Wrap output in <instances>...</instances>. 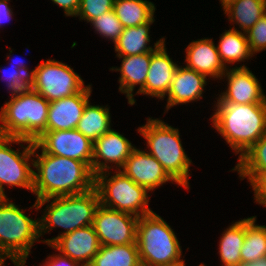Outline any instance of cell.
<instances>
[{"mask_svg":"<svg viewBox=\"0 0 266 266\" xmlns=\"http://www.w3.org/2000/svg\"><path fill=\"white\" fill-rule=\"evenodd\" d=\"M33 167V193L36 200L76 195L94 188L95 175L84 162L58 155L35 153Z\"/></svg>","mask_w":266,"mask_h":266,"instance_id":"obj_1","label":"cell"},{"mask_svg":"<svg viewBox=\"0 0 266 266\" xmlns=\"http://www.w3.org/2000/svg\"><path fill=\"white\" fill-rule=\"evenodd\" d=\"M213 127L241 157L266 134V104L216 103Z\"/></svg>","mask_w":266,"mask_h":266,"instance_id":"obj_2","label":"cell"},{"mask_svg":"<svg viewBox=\"0 0 266 266\" xmlns=\"http://www.w3.org/2000/svg\"><path fill=\"white\" fill-rule=\"evenodd\" d=\"M49 202L51 203L44 209L43 216L38 219L39 236L46 232L49 233L56 227H61L65 231L55 238L41 240L48 246L62 235L93 225L96 210L100 205L98 192L93 188L81 194L36 200L30 209L34 207L39 210L44 204Z\"/></svg>","mask_w":266,"mask_h":266,"instance_id":"obj_3","label":"cell"},{"mask_svg":"<svg viewBox=\"0 0 266 266\" xmlns=\"http://www.w3.org/2000/svg\"><path fill=\"white\" fill-rule=\"evenodd\" d=\"M10 96L0 109V136L36 141L46 132L50 102L31 87Z\"/></svg>","mask_w":266,"mask_h":266,"instance_id":"obj_4","label":"cell"},{"mask_svg":"<svg viewBox=\"0 0 266 266\" xmlns=\"http://www.w3.org/2000/svg\"><path fill=\"white\" fill-rule=\"evenodd\" d=\"M138 133L146 139L148 153L162 165L175 183L189 189L188 179L192 160L184 151L178 128L151 117L145 125L138 128Z\"/></svg>","mask_w":266,"mask_h":266,"instance_id":"obj_5","label":"cell"},{"mask_svg":"<svg viewBox=\"0 0 266 266\" xmlns=\"http://www.w3.org/2000/svg\"><path fill=\"white\" fill-rule=\"evenodd\" d=\"M136 243L142 266L185 265L173 229L154 212L139 217Z\"/></svg>","mask_w":266,"mask_h":266,"instance_id":"obj_6","label":"cell"},{"mask_svg":"<svg viewBox=\"0 0 266 266\" xmlns=\"http://www.w3.org/2000/svg\"><path fill=\"white\" fill-rule=\"evenodd\" d=\"M39 221L33 220L9 198L0 200V255L15 266H25L35 241L39 242Z\"/></svg>","mask_w":266,"mask_h":266,"instance_id":"obj_7","label":"cell"},{"mask_svg":"<svg viewBox=\"0 0 266 266\" xmlns=\"http://www.w3.org/2000/svg\"><path fill=\"white\" fill-rule=\"evenodd\" d=\"M110 173L107 170L95 175L94 188L100 205L137 217L153 212L148 205L150 195L145 187L136 184L120 170L108 178Z\"/></svg>","mask_w":266,"mask_h":266,"instance_id":"obj_8","label":"cell"},{"mask_svg":"<svg viewBox=\"0 0 266 266\" xmlns=\"http://www.w3.org/2000/svg\"><path fill=\"white\" fill-rule=\"evenodd\" d=\"M31 72L30 87L49 102L73 96L85 88L79 74L54 59L42 61Z\"/></svg>","mask_w":266,"mask_h":266,"instance_id":"obj_9","label":"cell"},{"mask_svg":"<svg viewBox=\"0 0 266 266\" xmlns=\"http://www.w3.org/2000/svg\"><path fill=\"white\" fill-rule=\"evenodd\" d=\"M19 144L24 150H13L11 144ZM21 143H27V147ZM34 142L19 137L0 136V194L5 195L4 186H17L33 192ZM31 159V160H30ZM30 161V162H29ZM4 185V186H3Z\"/></svg>","mask_w":266,"mask_h":266,"instance_id":"obj_10","label":"cell"},{"mask_svg":"<svg viewBox=\"0 0 266 266\" xmlns=\"http://www.w3.org/2000/svg\"><path fill=\"white\" fill-rule=\"evenodd\" d=\"M139 217L106 208L102 205L96 210L93 227L101 246L137 244V223Z\"/></svg>","mask_w":266,"mask_h":266,"instance_id":"obj_11","label":"cell"},{"mask_svg":"<svg viewBox=\"0 0 266 266\" xmlns=\"http://www.w3.org/2000/svg\"><path fill=\"white\" fill-rule=\"evenodd\" d=\"M34 149L82 161L92 169L93 143L77 129L46 131L34 141Z\"/></svg>","mask_w":266,"mask_h":266,"instance_id":"obj_12","label":"cell"},{"mask_svg":"<svg viewBox=\"0 0 266 266\" xmlns=\"http://www.w3.org/2000/svg\"><path fill=\"white\" fill-rule=\"evenodd\" d=\"M226 69L222 78H227V90L221 93L217 103L266 104V96L261 84L252 71L243 64Z\"/></svg>","mask_w":266,"mask_h":266,"instance_id":"obj_13","label":"cell"},{"mask_svg":"<svg viewBox=\"0 0 266 266\" xmlns=\"http://www.w3.org/2000/svg\"><path fill=\"white\" fill-rule=\"evenodd\" d=\"M134 148L127 138L119 132L110 129L93 143V174L96 175L100 172L113 169L114 165L113 167L109 166V163L115 164L116 170H121Z\"/></svg>","mask_w":266,"mask_h":266,"instance_id":"obj_14","label":"cell"},{"mask_svg":"<svg viewBox=\"0 0 266 266\" xmlns=\"http://www.w3.org/2000/svg\"><path fill=\"white\" fill-rule=\"evenodd\" d=\"M122 169L120 171L148 191H153L166 182H175L148 151L145 152L136 147L125 161Z\"/></svg>","mask_w":266,"mask_h":266,"instance_id":"obj_15","label":"cell"},{"mask_svg":"<svg viewBox=\"0 0 266 266\" xmlns=\"http://www.w3.org/2000/svg\"><path fill=\"white\" fill-rule=\"evenodd\" d=\"M91 85L73 96L50 102L46 131L76 129L84 108L89 102Z\"/></svg>","mask_w":266,"mask_h":266,"instance_id":"obj_16","label":"cell"},{"mask_svg":"<svg viewBox=\"0 0 266 266\" xmlns=\"http://www.w3.org/2000/svg\"><path fill=\"white\" fill-rule=\"evenodd\" d=\"M100 246L93 225L62 235L49 245V247L58 250L62 255L73 261L82 262L83 266L90 265Z\"/></svg>","mask_w":266,"mask_h":266,"instance_id":"obj_17","label":"cell"},{"mask_svg":"<svg viewBox=\"0 0 266 266\" xmlns=\"http://www.w3.org/2000/svg\"><path fill=\"white\" fill-rule=\"evenodd\" d=\"M178 64L169 57L165 42L151 52L149 72L144 88L138 94H145L159 99L165 98L169 91Z\"/></svg>","mask_w":266,"mask_h":266,"instance_id":"obj_18","label":"cell"},{"mask_svg":"<svg viewBox=\"0 0 266 266\" xmlns=\"http://www.w3.org/2000/svg\"><path fill=\"white\" fill-rule=\"evenodd\" d=\"M206 80L207 78L204 74L198 73L186 66L182 67L178 65L169 91L166 94L168 97L166 110L168 111L175 105L200 100L204 86L207 85Z\"/></svg>","mask_w":266,"mask_h":266,"instance_id":"obj_19","label":"cell"},{"mask_svg":"<svg viewBox=\"0 0 266 266\" xmlns=\"http://www.w3.org/2000/svg\"><path fill=\"white\" fill-rule=\"evenodd\" d=\"M185 58L186 67L206 77L221 80L227 69L221 62L217 46L211 38L198 39L189 43Z\"/></svg>","mask_w":266,"mask_h":266,"instance_id":"obj_20","label":"cell"},{"mask_svg":"<svg viewBox=\"0 0 266 266\" xmlns=\"http://www.w3.org/2000/svg\"><path fill=\"white\" fill-rule=\"evenodd\" d=\"M122 64L120 68L112 67L110 70L119 71V91L126 94L128 104L136 103L133 92L136 85H140L136 94H138L145 86V81L149 72L151 61V52L140 55L121 56Z\"/></svg>","mask_w":266,"mask_h":266,"instance_id":"obj_21","label":"cell"},{"mask_svg":"<svg viewBox=\"0 0 266 266\" xmlns=\"http://www.w3.org/2000/svg\"><path fill=\"white\" fill-rule=\"evenodd\" d=\"M154 21L155 19L153 17L145 24L124 28L119 39L114 44V49L117 53L116 56L140 55L152 52L156 47L161 46L165 42L163 37L154 44V48L147 46L150 42L149 28Z\"/></svg>","mask_w":266,"mask_h":266,"instance_id":"obj_22","label":"cell"},{"mask_svg":"<svg viewBox=\"0 0 266 266\" xmlns=\"http://www.w3.org/2000/svg\"><path fill=\"white\" fill-rule=\"evenodd\" d=\"M219 44L217 45L218 53L221 62L225 67L226 63L234 64L249 59L253 56L250 51L249 42L246 33L235 28L226 30L219 37Z\"/></svg>","mask_w":266,"mask_h":266,"instance_id":"obj_23","label":"cell"},{"mask_svg":"<svg viewBox=\"0 0 266 266\" xmlns=\"http://www.w3.org/2000/svg\"><path fill=\"white\" fill-rule=\"evenodd\" d=\"M246 218L235 222L225 229L219 241V256L221 266H239L241 264V249L245 240Z\"/></svg>","mask_w":266,"mask_h":266,"instance_id":"obj_24","label":"cell"},{"mask_svg":"<svg viewBox=\"0 0 266 266\" xmlns=\"http://www.w3.org/2000/svg\"><path fill=\"white\" fill-rule=\"evenodd\" d=\"M155 5L147 0H115L113 10L124 28L149 22L154 17Z\"/></svg>","mask_w":266,"mask_h":266,"instance_id":"obj_25","label":"cell"},{"mask_svg":"<svg viewBox=\"0 0 266 266\" xmlns=\"http://www.w3.org/2000/svg\"><path fill=\"white\" fill-rule=\"evenodd\" d=\"M86 104L76 129L92 143L111 129L109 107Z\"/></svg>","mask_w":266,"mask_h":266,"instance_id":"obj_26","label":"cell"},{"mask_svg":"<svg viewBox=\"0 0 266 266\" xmlns=\"http://www.w3.org/2000/svg\"><path fill=\"white\" fill-rule=\"evenodd\" d=\"M89 266H142L137 244L100 246Z\"/></svg>","mask_w":266,"mask_h":266,"instance_id":"obj_27","label":"cell"},{"mask_svg":"<svg viewBox=\"0 0 266 266\" xmlns=\"http://www.w3.org/2000/svg\"><path fill=\"white\" fill-rule=\"evenodd\" d=\"M223 11L231 23L235 22L243 33H246L266 13V0H239Z\"/></svg>","mask_w":266,"mask_h":266,"instance_id":"obj_28","label":"cell"},{"mask_svg":"<svg viewBox=\"0 0 266 266\" xmlns=\"http://www.w3.org/2000/svg\"><path fill=\"white\" fill-rule=\"evenodd\" d=\"M256 216L246 218L245 240L242 246L241 264L256 262L266 257V226L257 225Z\"/></svg>","mask_w":266,"mask_h":266,"instance_id":"obj_29","label":"cell"},{"mask_svg":"<svg viewBox=\"0 0 266 266\" xmlns=\"http://www.w3.org/2000/svg\"><path fill=\"white\" fill-rule=\"evenodd\" d=\"M232 169L238 171L241 179L248 178L251 183L259 174L266 173V134L252 145Z\"/></svg>","mask_w":266,"mask_h":266,"instance_id":"obj_30","label":"cell"},{"mask_svg":"<svg viewBox=\"0 0 266 266\" xmlns=\"http://www.w3.org/2000/svg\"><path fill=\"white\" fill-rule=\"evenodd\" d=\"M90 24H92L91 26L94 27L97 33L103 36V38L113 40L114 44L124 29L114 10L103 13L100 17L92 20Z\"/></svg>","mask_w":266,"mask_h":266,"instance_id":"obj_31","label":"cell"},{"mask_svg":"<svg viewBox=\"0 0 266 266\" xmlns=\"http://www.w3.org/2000/svg\"><path fill=\"white\" fill-rule=\"evenodd\" d=\"M115 0H80L76 16L81 20L91 22L103 13L113 10Z\"/></svg>","mask_w":266,"mask_h":266,"instance_id":"obj_32","label":"cell"},{"mask_svg":"<svg viewBox=\"0 0 266 266\" xmlns=\"http://www.w3.org/2000/svg\"><path fill=\"white\" fill-rule=\"evenodd\" d=\"M252 54L266 49V13L246 32Z\"/></svg>","mask_w":266,"mask_h":266,"instance_id":"obj_33","label":"cell"},{"mask_svg":"<svg viewBox=\"0 0 266 266\" xmlns=\"http://www.w3.org/2000/svg\"><path fill=\"white\" fill-rule=\"evenodd\" d=\"M13 69L3 68V75H5L6 83L10 93H15L30 87V76L17 66L11 67ZM2 72V71H1ZM4 77V76H3Z\"/></svg>","mask_w":266,"mask_h":266,"instance_id":"obj_34","label":"cell"},{"mask_svg":"<svg viewBox=\"0 0 266 266\" xmlns=\"http://www.w3.org/2000/svg\"><path fill=\"white\" fill-rule=\"evenodd\" d=\"M250 185L254 191L255 202L266 207V173L259 174Z\"/></svg>","mask_w":266,"mask_h":266,"instance_id":"obj_35","label":"cell"},{"mask_svg":"<svg viewBox=\"0 0 266 266\" xmlns=\"http://www.w3.org/2000/svg\"><path fill=\"white\" fill-rule=\"evenodd\" d=\"M40 266H83L80 263L73 261L69 257L58 253L57 255H49L43 265Z\"/></svg>","mask_w":266,"mask_h":266,"instance_id":"obj_36","label":"cell"},{"mask_svg":"<svg viewBox=\"0 0 266 266\" xmlns=\"http://www.w3.org/2000/svg\"><path fill=\"white\" fill-rule=\"evenodd\" d=\"M61 8H63L65 15L66 16H76L79 5H80V0H51Z\"/></svg>","mask_w":266,"mask_h":266,"instance_id":"obj_37","label":"cell"},{"mask_svg":"<svg viewBox=\"0 0 266 266\" xmlns=\"http://www.w3.org/2000/svg\"><path fill=\"white\" fill-rule=\"evenodd\" d=\"M9 0H0V26L12 18L13 12L8 5Z\"/></svg>","mask_w":266,"mask_h":266,"instance_id":"obj_38","label":"cell"},{"mask_svg":"<svg viewBox=\"0 0 266 266\" xmlns=\"http://www.w3.org/2000/svg\"><path fill=\"white\" fill-rule=\"evenodd\" d=\"M21 59H18V60H15L14 59L12 60L14 66H17L19 69L25 71L30 77L32 76V72H30V70H28V67L24 64V62H22V60L20 61ZM15 62V63H14Z\"/></svg>","mask_w":266,"mask_h":266,"instance_id":"obj_39","label":"cell"},{"mask_svg":"<svg viewBox=\"0 0 266 266\" xmlns=\"http://www.w3.org/2000/svg\"><path fill=\"white\" fill-rule=\"evenodd\" d=\"M239 266H266V257L262 258L256 262L240 264Z\"/></svg>","mask_w":266,"mask_h":266,"instance_id":"obj_40","label":"cell"},{"mask_svg":"<svg viewBox=\"0 0 266 266\" xmlns=\"http://www.w3.org/2000/svg\"><path fill=\"white\" fill-rule=\"evenodd\" d=\"M220 1H221L222 6H223L222 8L224 10L227 6H229L232 3L239 1V0H220Z\"/></svg>","mask_w":266,"mask_h":266,"instance_id":"obj_41","label":"cell"},{"mask_svg":"<svg viewBox=\"0 0 266 266\" xmlns=\"http://www.w3.org/2000/svg\"><path fill=\"white\" fill-rule=\"evenodd\" d=\"M6 258L2 255H0V266L4 265Z\"/></svg>","mask_w":266,"mask_h":266,"instance_id":"obj_42","label":"cell"}]
</instances>
